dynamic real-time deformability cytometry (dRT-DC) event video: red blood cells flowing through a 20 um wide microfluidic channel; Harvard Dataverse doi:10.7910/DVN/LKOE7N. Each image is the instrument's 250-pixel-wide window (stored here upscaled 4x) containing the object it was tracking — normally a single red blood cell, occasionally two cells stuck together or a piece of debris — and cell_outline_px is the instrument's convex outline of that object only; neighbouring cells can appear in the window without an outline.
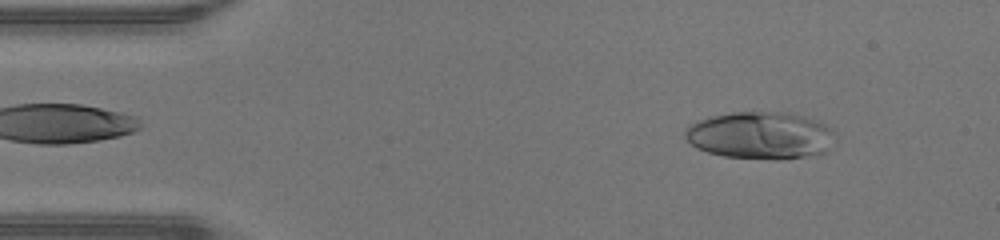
{"species": "human", "species_latin": "Homo sapiens", "temperature_condition": "warm", "stored_images_in_passage": 46, "camera_frame_rate_fps": 3000, "um_per_image_px": 0.085, "donor": {"sex": "male"}, "frame": {"image": 1, "passage_image": 5, "time_ms": 1.333, "image_size_px": [1000, 240], "cell_outline_px": [[832, 132], [824, 152], [804, 156], [724, 156], [708, 152], [696, 148], [684, 136], [684, 132], [688, 124], [696, 120], [712, 116], [732, 112], [784, 112], [800, 116], [824, 124], [832, 128]], "centroid_in_image_um": [64.49, 11.45], "position_along_channel_um": 20.5, "area_um2": 39.54}}
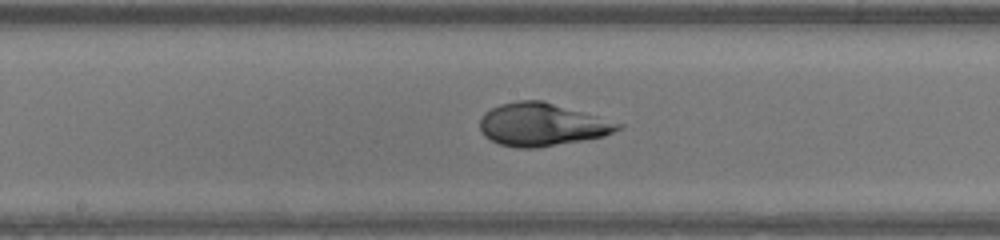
{"frame": {"image": 2, "passage_image": 23, "time_ms": 7.333, "image_size_px": [1000, 240], "cell_outline_px": [[624, 124], [620, 128], [604, 136], [536, 148], [516, 148], [500, 144], [484, 136], [480, 128], [480, 120], [484, 112], [500, 104], [516, 100], [544, 100]], "centroid_in_image_um": [46.03, 10.58], "position_along_channel_um": 202.2, "area_um2": 34.33}}
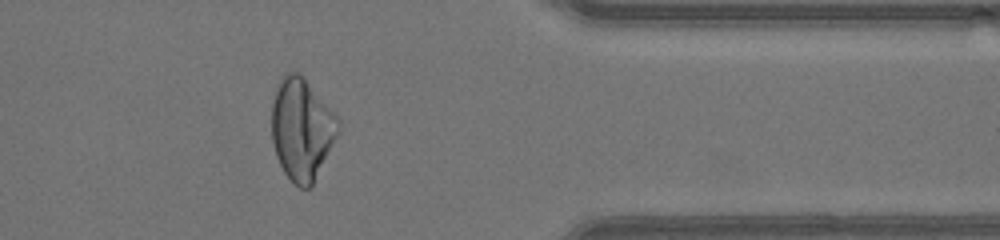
{"frame": {"image": 3, "passage_image": 37, "time_ms": 12.0, "image_size_px": [1000, 240], "cell_outline_px": [[340, 128], [312, 188], [300, 188], [292, 184], [284, 172], [276, 156], [272, 140], [272, 104], [276, 84], [284, 72], [300, 72], [340, 120]], "centroid_in_image_um": [25.63, 10.98], "position_along_channel_um": 385.8, "area_um2": 39.77}, "authors_computed_cell_mechanics": {"area_um2": 37.8301, "velocity_mm_per_s": 4.3386, "shape_relaxation_time_tau1_ms": 4.2286, "shape_relaxation_time_tau2_ms": null, "deformation_change_tau1": 0.2488, "deformation_change_tau2": null}}